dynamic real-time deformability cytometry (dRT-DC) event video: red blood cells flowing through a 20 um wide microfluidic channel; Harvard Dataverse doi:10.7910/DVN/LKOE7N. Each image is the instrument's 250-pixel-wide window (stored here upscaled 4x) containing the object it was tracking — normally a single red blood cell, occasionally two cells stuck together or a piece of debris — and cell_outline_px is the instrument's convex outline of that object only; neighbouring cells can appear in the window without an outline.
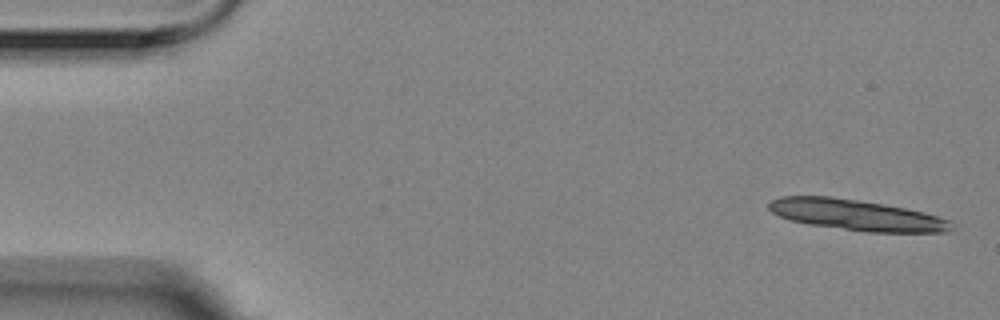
{"species": "Egyptian fruit bat (a non-hibernating species)", "species_latin": "Rousettus aegyptiacus", "temperature_condition": "room temperature", "stored_images_in_passage": 5, "segment_of_instrument_passage": [1, 2], "camera_frame_rate_fps": 3000, "um_per_image_px": 0.085, "animal": {"sex": "female"}, "frame": {"image": 1, "passage_image": 1, "time_ms": 0.0, "image_size_px": [1000, 320], "cell_outline_px": [[952, 228], [948, 232], [868, 232], [808, 224], [792, 220], [780, 216], [772, 212], [768, 208], [768, 204], [772, 200], [780, 196], [832, 196], [860, 200], [884, 204], [924, 212], [952, 220]], "centroid_in_image_um": [72.82, 18.27], "position_along_channel_um": 12.2, "area_um2": 32.77}}